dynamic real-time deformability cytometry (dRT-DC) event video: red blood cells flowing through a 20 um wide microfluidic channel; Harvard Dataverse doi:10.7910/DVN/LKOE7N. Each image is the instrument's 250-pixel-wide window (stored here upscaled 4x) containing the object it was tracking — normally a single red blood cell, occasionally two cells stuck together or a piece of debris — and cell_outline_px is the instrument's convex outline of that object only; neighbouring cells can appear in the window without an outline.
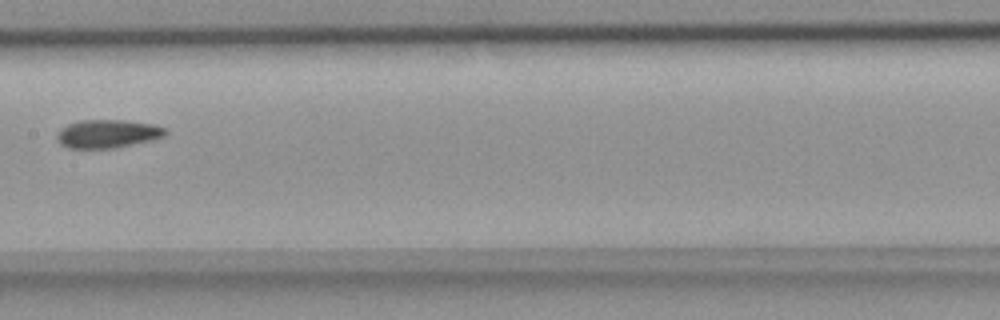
{"species": "common noctule bat (a hibernating species)", "species_latin": "Nyctalus noctula", "temperature_condition": "room temperature", "stored_images_in_passage": 6, "camera_frame_rate_fps": 3000, "um_per_image_px": 0.085, "animal": {"sex": "female", "body_mass_g": 18.4}, "frame": {"image": 1, "passage_image": 4, "time_ms": 1.0, "image_size_px": [1000, 320], "cell_outline_px": [[168, 132], [164, 136], [152, 140], [116, 148], [68, 148], [60, 144], [56, 140], [56, 136], [60, 128], [68, 124], [80, 120], [124, 120], [152, 124], [168, 128]], "centroid_in_image_um": [9.14, 11.37], "position_along_channel_um": 198.3, "area_um2": 18.09}}
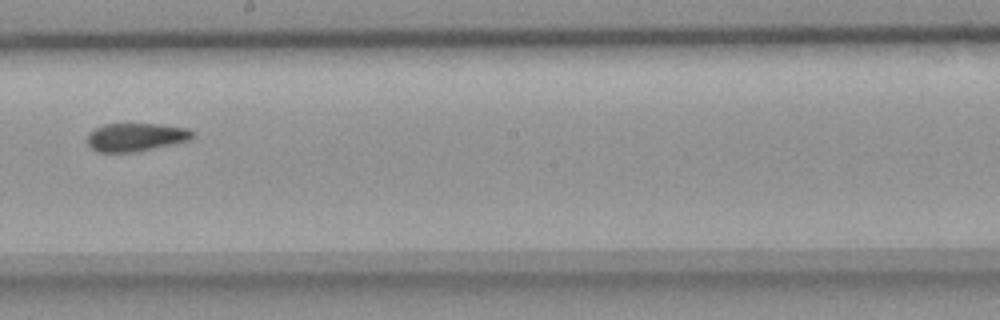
{"frame": {"image": 2, "passage_image": 5, "time_ms": 1.333, "image_size_px": [1000, 320], "cell_outline_px": [[196, 136], [192, 140], [140, 152], [96, 152], [88, 144], [88, 132], [104, 124], [160, 124], [188, 128], [196, 132]], "centroid_in_image_um": [11.63, 11.66], "position_along_channel_um": 236.6, "area_um2": 17.74}}
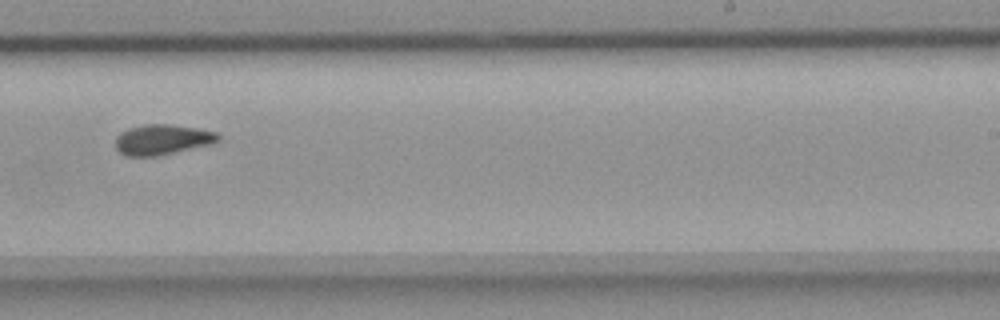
{"frame": {"image": 3, "passage_image": 6, "time_ms": 1.667, "image_size_px": [1000, 320], "cell_outline_px": [[220, 140], [212, 144], [156, 156], [128, 156], [120, 152], [116, 148], [116, 136], [120, 132], [128, 128], [144, 124], [168, 124], [196, 128], [216, 132], [220, 136]], "centroid_in_image_um": [13.79, 11.86], "position_along_channel_um": 275.2, "area_um2": 18.09}}